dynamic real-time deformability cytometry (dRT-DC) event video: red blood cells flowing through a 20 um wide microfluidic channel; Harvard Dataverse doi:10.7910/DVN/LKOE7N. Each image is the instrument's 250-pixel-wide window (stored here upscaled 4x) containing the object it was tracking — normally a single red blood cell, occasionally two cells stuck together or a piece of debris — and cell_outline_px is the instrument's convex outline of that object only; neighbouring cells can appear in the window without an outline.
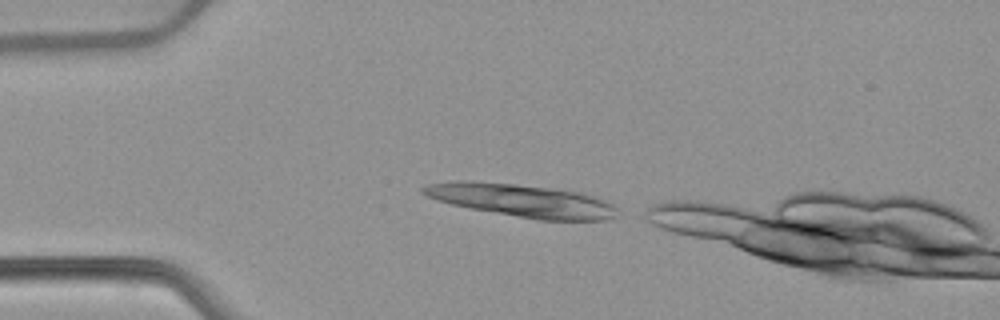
{"species": "common noctule bat (a hibernating species)", "species_latin": "Nyctalus noctula", "temperature_condition": "warm", "stored_images_in_passage": 4, "camera_frame_rate_fps": 3000, "um_per_image_px": 0.085, "animal": {"sex": "female", "body_mass_g": 22.7, "forearm_length_mm": 54.2}, "frame": {"image": 1, "passage_image": 1, "time_ms": 0.0, "image_size_px": [1000, 320], "cell_outline_px": [[616, 216], [604, 220], [540, 220], [472, 208], [452, 204], [428, 196], [420, 192], [420, 188], [428, 184], [512, 184], [544, 188], [572, 192], [604, 200], [612, 204], [616, 208]], "centroid_in_image_um": [44.47, 17.1], "position_along_channel_um": 40.5, "area_um2": 34.62}}